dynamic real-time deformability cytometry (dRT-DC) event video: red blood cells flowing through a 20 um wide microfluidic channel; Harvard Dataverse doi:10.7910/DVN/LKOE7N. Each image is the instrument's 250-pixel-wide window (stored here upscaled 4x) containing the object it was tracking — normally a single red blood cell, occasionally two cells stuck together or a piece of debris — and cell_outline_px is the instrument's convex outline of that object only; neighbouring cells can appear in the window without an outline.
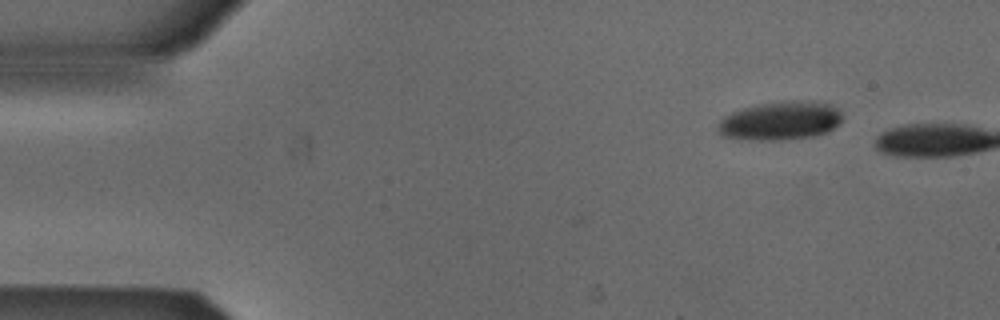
{"species": "Egyptian fruit bat (a non-hibernating species)", "species_latin": "Rousettus aegyptiacus", "temperature_condition": "cold", "stored_images_in_passage": 8, "camera_frame_rate_fps": 3000, "um_per_image_px": 0.085, "animal": {"sex": "male"}, "frame": {"image": 1, "passage_image": 1, "time_ms": 0.0, "image_size_px": [1000, 320], "cell_outline_px": [[840, 124], [828, 132], [812, 136], [772, 140], [760, 140], [724, 136], [716, 128], [716, 124], [724, 116], [732, 112], [756, 104], [788, 100], [800, 100], [832, 104], [840, 112]], "centroid_in_image_um": [66.33, 10.24], "position_along_channel_um": 18.7, "area_um2": 27.8}}